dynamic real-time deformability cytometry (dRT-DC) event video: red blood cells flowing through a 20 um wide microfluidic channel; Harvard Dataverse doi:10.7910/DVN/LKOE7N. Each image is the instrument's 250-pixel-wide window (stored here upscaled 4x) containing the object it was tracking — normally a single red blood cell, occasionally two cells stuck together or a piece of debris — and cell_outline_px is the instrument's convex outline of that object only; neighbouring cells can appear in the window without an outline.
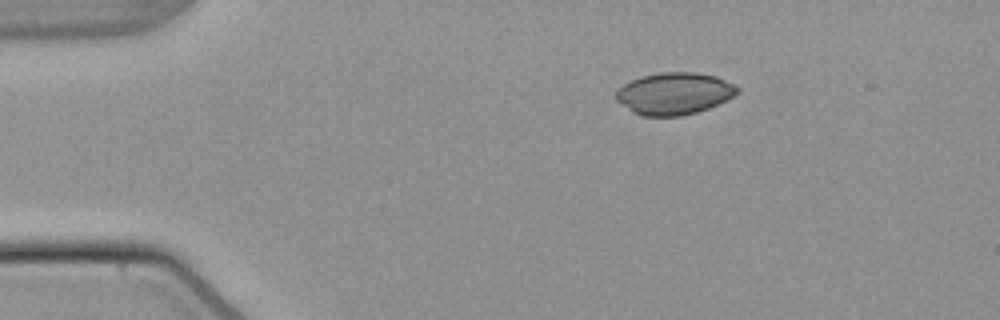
{"species": "common noctule bat (a hibernating species)", "species_latin": "Nyctalus noctula", "temperature_condition": "warm", "stored_images_in_passage": 45, "camera_frame_rate_fps": 3000, "um_per_image_px": 0.085, "animal": {"sex": "male", "body_mass_g": 21.5, "forearm_length_mm": 52.0}, "frame": {"image": 1, "passage_image": 1, "time_ms": 0.0, "image_size_px": [1000, 320], "cell_outline_px": [[740, 88], [732, 96], [708, 108], [696, 112], [680, 116], [640, 116], [632, 112], [616, 100], [616, 92], [624, 84], [640, 76], [660, 72], [696, 72], [716, 76]], "centroid_in_image_um": [57.26, 7.95], "position_along_channel_um": 27.7, "area_um2": 29.42}}
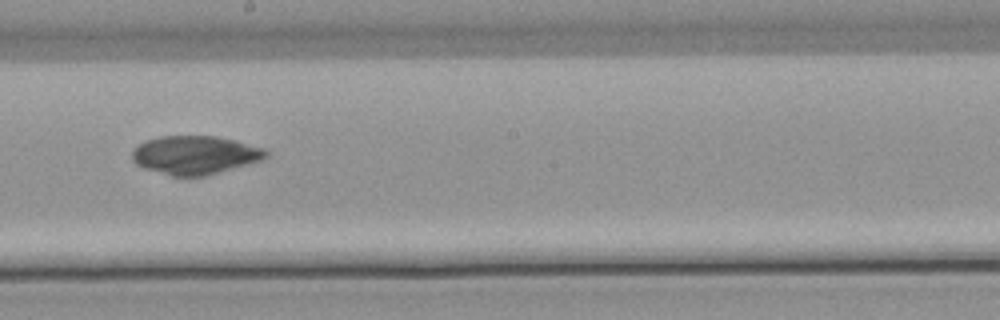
{"frame": {"image": 2, "passage_image": 22, "time_ms": 7.0, "image_size_px": [1000, 320], "cell_outline_px": [[268, 156], [260, 160], [248, 164], [204, 176], [172, 176], [144, 168], [136, 164], [132, 160], [132, 152], [140, 144], [148, 140], [160, 136], [216, 136], [236, 140], [264, 148], [268, 152]], "centroid_in_image_um": [16.59, 13.17], "position_along_channel_um": 231.6, "area_um2": 29.82}}
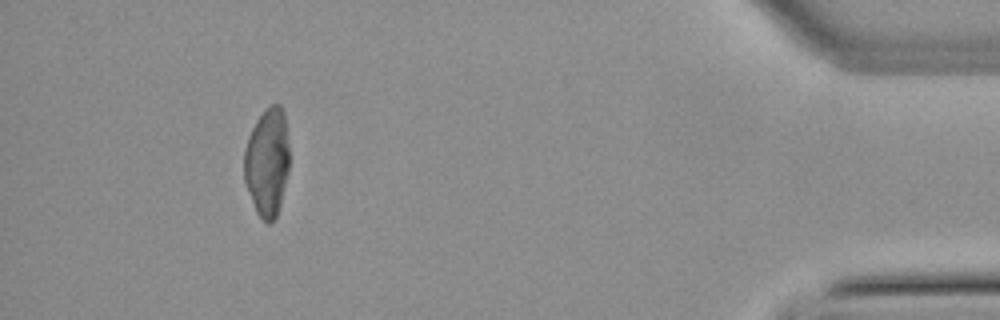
{"frame": {"image": 3, "passage_image": 41, "time_ms": 13.333, "image_size_px": [1000, 320], "cell_outline_px": [[288, 172], [276, 220], [272, 224], [268, 224], [256, 212], [244, 180], [244, 148], [248, 136], [256, 120], [264, 108], [272, 104], [280, 104], [284, 112], [288, 140]], "centroid_in_image_um": [22.71, 13.77], "position_along_channel_um": 412.5, "area_um2": 28.78}}